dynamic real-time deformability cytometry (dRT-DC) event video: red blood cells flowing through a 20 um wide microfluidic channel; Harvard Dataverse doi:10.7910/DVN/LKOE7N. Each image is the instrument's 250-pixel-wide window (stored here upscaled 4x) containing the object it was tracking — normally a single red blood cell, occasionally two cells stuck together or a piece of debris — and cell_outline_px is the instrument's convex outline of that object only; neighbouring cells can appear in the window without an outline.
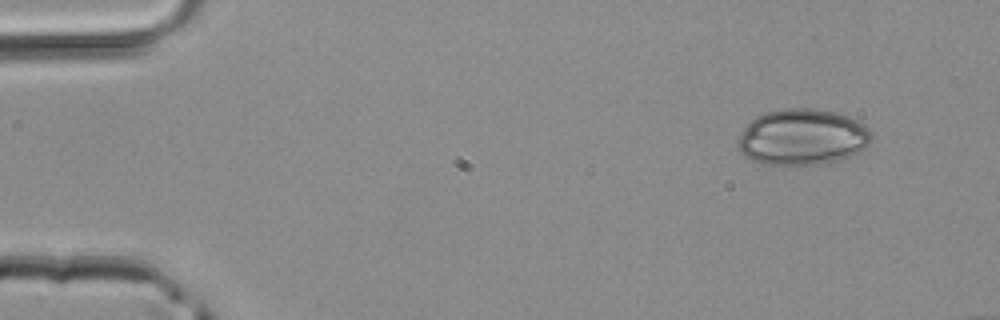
{"species": "common noctule bat (a hibernating species)", "species_latin": "Nyctalus noctula", "temperature_condition": "room temperature", "stored_images_in_passage": 4, "camera_frame_rate_fps": 3000, "um_per_image_px": 0.085, "animal": {"sex": "male", "body_mass_g": 20.4}, "frame": {"image": 1, "passage_image": 4, "time_ms": 1.0, "image_size_px": [1000, 320], "cell_outline_px": [[872, 140], [860, 152], [852, 156], [836, 160], [816, 164], [784, 168], [764, 164], [740, 152], [736, 144], [736, 140], [740, 132], [756, 116], [764, 112], [784, 108], [812, 108], [836, 112], [856, 120], [864, 124], [872, 132]], "centroid_in_image_um": [68.19, 11.67], "position_along_channel_um": 16.8, "area_um2": 44.39}}